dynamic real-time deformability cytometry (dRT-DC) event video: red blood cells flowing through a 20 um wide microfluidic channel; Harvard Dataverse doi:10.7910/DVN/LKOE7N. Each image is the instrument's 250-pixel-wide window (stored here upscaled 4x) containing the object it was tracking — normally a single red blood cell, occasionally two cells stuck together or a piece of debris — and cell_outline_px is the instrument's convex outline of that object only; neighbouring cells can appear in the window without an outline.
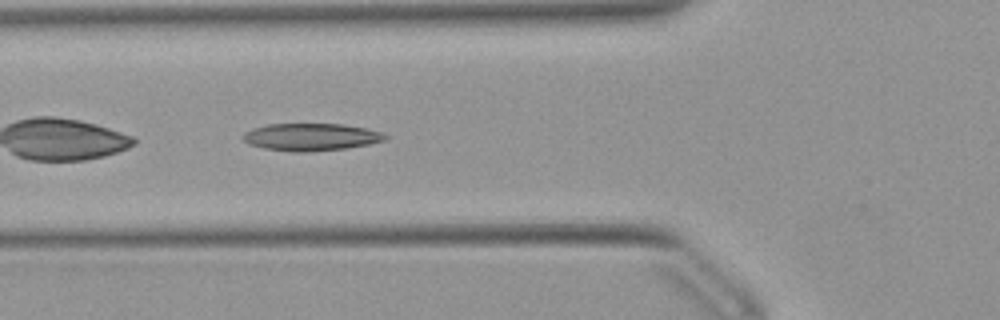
{"species": "Egyptian fruit bat (a non-hibernating species)", "species_latin": "Rousettus aegyptiacus", "temperature_condition": "warm", "stored_images_in_passage": 39, "camera_frame_rate_fps": 3000, "um_per_image_px": 0.085, "animal": {"sex": "female"}, "frame": {"image": 1, "passage_image": 6, "time_ms": 1.667, "image_size_px": [1000, 320], "cell_outline_px": [[388, 140], [368, 144], [344, 148], [304, 152], [292, 152], [264, 148], [248, 144], [244, 140], [244, 132], [252, 128], [268, 124], [344, 124], [368, 128], [384, 132], [388, 136]], "centroid_in_image_um": [26.48, 11.63], "position_along_channel_um": 99.3, "area_um2": 22.77}}
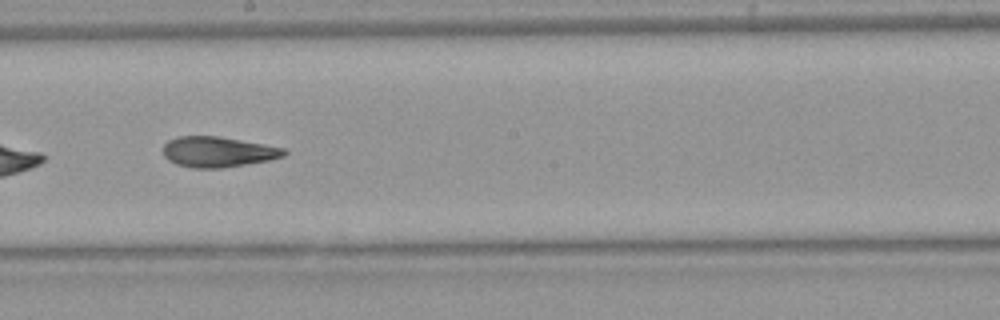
{"frame": {"image": 2, "passage_image": 16, "time_ms": 5.0, "image_size_px": [1000, 320], "cell_outline_px": [[288, 152], [284, 156], [268, 160], [220, 168], [192, 168], [176, 164], [168, 160], [164, 156], [164, 144], [168, 140], [180, 136], [220, 136], [264, 144], [284, 148]], "centroid_in_image_um": [18.51, 12.9], "position_along_channel_um": 229.7, "area_um2": 21.39}}
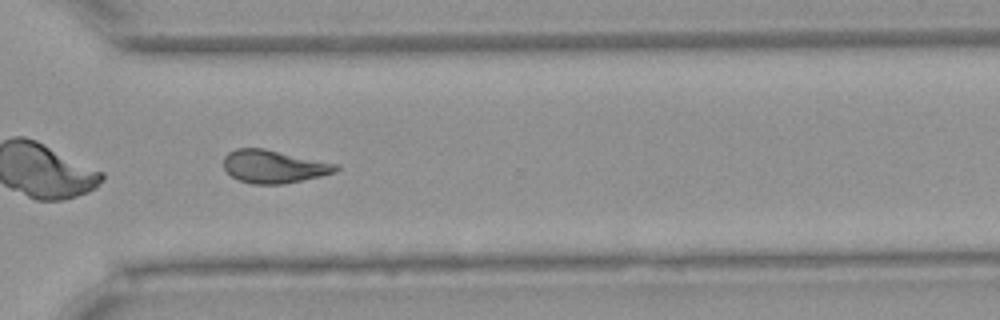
{"frame": {"image": 3, "passage_image": 25, "time_ms": 8.0, "image_size_px": [1000, 320], "cell_outline_px": [[340, 168], [336, 172], [320, 176], [284, 184], [252, 184], [236, 180], [224, 168], [224, 156], [228, 152], [236, 148], [264, 148], [340, 164]], "centroid_in_image_um": [23.28, 14.15], "position_along_channel_um": 347.3, "area_um2": 21.79}, "authors_computed_cell_mechanics": {"area_um2": 21.8484, "velocity_mm_per_s": 3.9206, "shape_relaxation_time_tau1_ms": null, "shape_relaxation_time_tau2_ms": 4.4763, "deformation_change_tau1": null, "deformation_change_tau2": 0.1379}}